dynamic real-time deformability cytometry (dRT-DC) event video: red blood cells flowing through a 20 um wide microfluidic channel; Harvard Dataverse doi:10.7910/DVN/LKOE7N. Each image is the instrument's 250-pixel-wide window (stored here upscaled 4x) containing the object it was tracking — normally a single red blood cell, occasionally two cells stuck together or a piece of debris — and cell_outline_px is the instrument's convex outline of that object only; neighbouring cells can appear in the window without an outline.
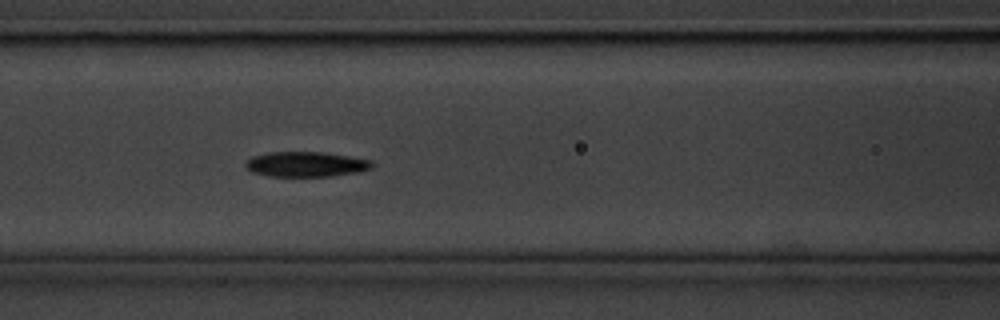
{"species": "common noctule bat (a hibernating species)", "species_latin": "Nyctalus noctula", "temperature_condition": "cold", "stored_images_in_passage": 37, "camera_frame_rate_fps": 3000, "um_per_image_px": 0.085, "animal": {"sex": "male", "body_mass_g": 20.1, "forearm_length_mm": 53.5}, "frame": {"image": 1, "passage_image": 11, "time_ms": 3.333, "image_size_px": [1000, 320], "cell_outline_px": [[372, 168], [356, 172], [332, 176], [268, 176], [252, 172], [244, 164], [252, 156], [272, 152], [324, 152], [372, 160]], "centroid_in_image_um": [26.0, 13.96], "position_along_channel_um": 140.6, "area_um2": 18.32}}
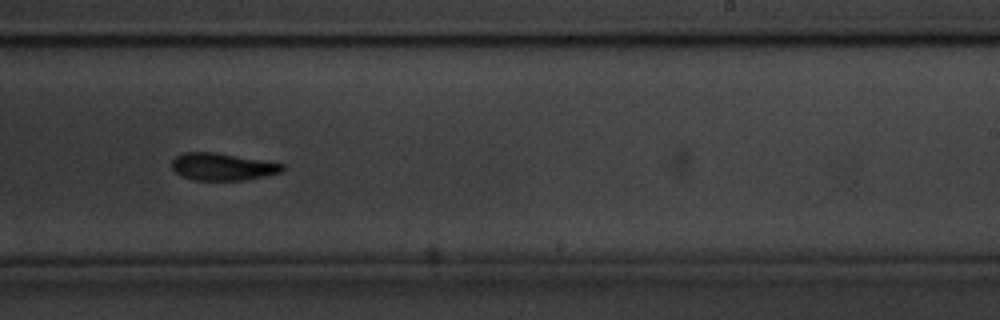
{"frame": {"image": 2, "passage_image": 22, "time_ms": 7.0, "image_size_px": [1000, 320], "cell_outline_px": [[284, 168], [280, 172], [264, 176], [244, 180], [196, 180], [184, 176], [176, 172], [172, 168], [172, 160], [176, 156], [184, 152], [212, 152], [284, 164]], "centroid_in_image_um": [18.88, 14.17], "position_along_channel_um": 270.1, "area_um2": 17.17}, "authors_computed_cell_mechanics": {"area_um2": 18.3804, "velocity_mm_per_s": 3.5409, "shape_relaxation_time_tau1_ms": 3.0188, "shape_relaxation_time_tau2_ms": 6.0295, "deformation_change_tau1": 0.1133, "deformation_change_tau2": 0.1236}}